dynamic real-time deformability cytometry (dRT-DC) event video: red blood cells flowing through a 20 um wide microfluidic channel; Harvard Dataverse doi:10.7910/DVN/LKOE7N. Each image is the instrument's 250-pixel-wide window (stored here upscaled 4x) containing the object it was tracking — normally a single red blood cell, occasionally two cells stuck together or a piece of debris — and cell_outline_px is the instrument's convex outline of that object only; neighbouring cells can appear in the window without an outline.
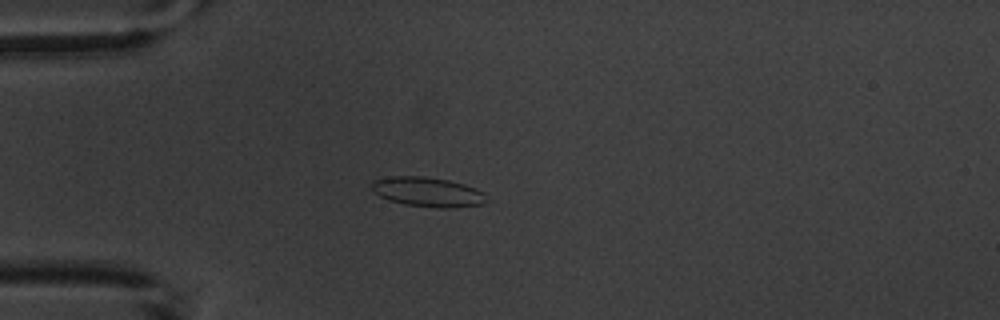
{"species": "common noctule bat (a hibernating species)", "species_latin": "Nyctalus noctula", "temperature_condition": "warm", "stored_images_in_passage": 5, "camera_frame_rate_fps": 3000, "um_per_image_px": 0.085, "animal": {"sex": "male", "body_mass_g": 20.1, "forearm_length_mm": 53.5}, "frame": {"image": 1, "passage_image": 5, "time_ms": 5.0, "image_size_px": [1000, 320], "cell_outline_px": [[488, 200], [484, 204], [452, 208], [436, 208], [404, 204], [388, 200], [372, 192], [372, 180], [388, 176], [424, 176], [448, 180], [464, 184], [476, 188], [484, 192]], "centroid_in_image_um": [36.36, 16.32], "position_along_channel_um": 48.6, "area_um2": 20.11}}